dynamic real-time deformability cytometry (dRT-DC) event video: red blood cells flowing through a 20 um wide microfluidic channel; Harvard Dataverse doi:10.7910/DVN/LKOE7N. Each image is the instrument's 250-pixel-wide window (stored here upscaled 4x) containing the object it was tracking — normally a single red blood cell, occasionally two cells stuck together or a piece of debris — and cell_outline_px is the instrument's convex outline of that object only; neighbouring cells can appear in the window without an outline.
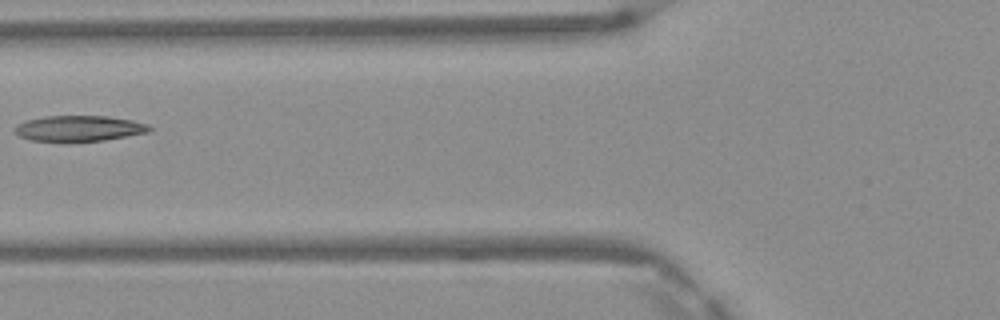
{"species": "Egyptian fruit bat (a non-hibernating species)", "species_latin": "Rousettus aegyptiacus", "temperature_condition": "warm", "stored_images_in_passage": 4, "camera_frame_rate_fps": 3000, "um_per_image_px": 0.085, "frame": {"image": 1, "passage_image": 4, "time_ms": 1.0, "image_size_px": [1000, 320], "cell_outline_px": [[152, 128], [148, 132], [104, 140], [32, 140], [20, 136], [16, 132], [16, 124], [28, 120], [44, 116], [108, 116], [132, 120], [148, 124]], "centroid_in_image_um": [6.76, 10.89], "position_along_channel_um": 119.0, "area_um2": 19.59}}